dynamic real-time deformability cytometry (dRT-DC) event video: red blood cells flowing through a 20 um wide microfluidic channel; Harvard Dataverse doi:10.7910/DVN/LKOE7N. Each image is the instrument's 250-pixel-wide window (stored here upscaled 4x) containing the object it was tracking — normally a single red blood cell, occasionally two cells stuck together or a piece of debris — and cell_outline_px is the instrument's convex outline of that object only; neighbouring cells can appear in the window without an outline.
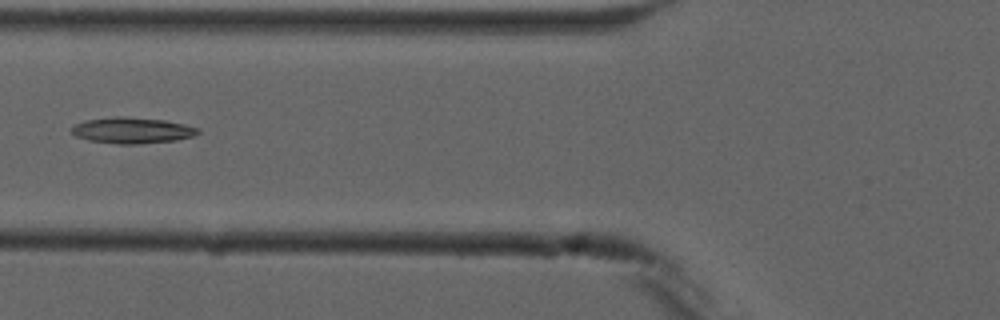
{"species": "common noctule bat (a hibernating species)", "species_latin": "Nyctalus noctula", "temperature_condition": "cold", "stored_images_in_passage": 3, "camera_frame_rate_fps": 3000, "um_per_image_px": 0.085, "animal": {"sex": "male", "forearm_length_mm": 52.5}, "frame": {"image": 1, "passage_image": 3, "time_ms": 2.0, "image_size_px": [1000, 320], "cell_outline_px": [[200, 132], [192, 136], [176, 140], [136, 144], [116, 144], [88, 140], [76, 136], [72, 132], [72, 128], [76, 124], [88, 120], [112, 116], [124, 116], [164, 120], [184, 124], [200, 128]], "centroid_in_image_um": [11.25, 11.08], "position_along_channel_um": 114.6, "area_um2": 19.07}}